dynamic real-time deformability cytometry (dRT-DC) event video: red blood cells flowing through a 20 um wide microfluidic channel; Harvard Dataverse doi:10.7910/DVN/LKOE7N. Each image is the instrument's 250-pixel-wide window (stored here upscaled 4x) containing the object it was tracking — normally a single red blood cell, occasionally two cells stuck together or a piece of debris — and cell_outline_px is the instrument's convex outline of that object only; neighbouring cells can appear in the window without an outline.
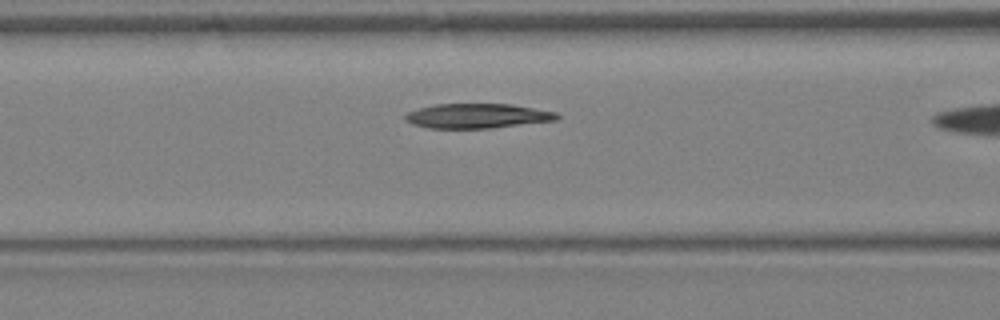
{"species": "Egyptian fruit bat (a non-hibernating species)", "species_latin": "Rousettus aegyptiacus", "temperature_condition": "warm", "stored_images_in_passage": 7, "camera_frame_rate_fps": 3000, "um_per_image_px": 0.085, "animal": {"sex": "female"}, "frame": {"image": 1, "passage_image": 6, "time_ms": 1.667, "image_size_px": [1000, 320], "cell_outline_px": [[560, 116], [556, 120], [488, 128], [428, 128], [412, 124], [404, 120], [404, 116], [408, 112], [420, 108], [436, 104], [512, 104], [556, 112]], "centroid_in_image_um": [40.54, 9.85], "position_along_channel_um": 126.1, "area_um2": 21.62}}